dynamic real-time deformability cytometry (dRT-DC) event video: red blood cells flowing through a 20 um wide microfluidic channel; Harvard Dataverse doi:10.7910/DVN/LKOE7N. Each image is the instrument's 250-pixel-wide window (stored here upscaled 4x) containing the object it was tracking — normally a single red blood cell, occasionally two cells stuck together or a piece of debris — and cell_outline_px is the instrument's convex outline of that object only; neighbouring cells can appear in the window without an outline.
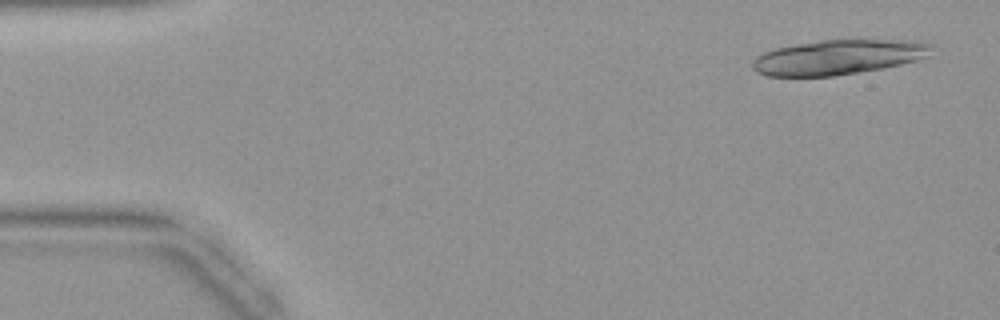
{"species": "common noctule bat (a hibernating species)", "species_latin": "Nyctalus noctula", "temperature_condition": "warm", "stored_images_in_passage": 14, "camera_frame_rate_fps": 3000, "um_per_image_px": 0.085, "animal": {"sex": "female", "body_mass_g": 19.9}, "frame": {"image": 1, "passage_image": 2, "time_ms": 0.333, "image_size_px": [1000, 320], "cell_outline_px": [[932, 44], [928, 56], [916, 60], [884, 68], [832, 76], [768, 76], [756, 72], [752, 68], [752, 60], [756, 56], [764, 52], [776, 48], [796, 44], [824, 40], [916, 40]], "centroid_in_image_um": [71.23, 4.86], "position_along_channel_um": 13.8, "area_um2": 36.18}}